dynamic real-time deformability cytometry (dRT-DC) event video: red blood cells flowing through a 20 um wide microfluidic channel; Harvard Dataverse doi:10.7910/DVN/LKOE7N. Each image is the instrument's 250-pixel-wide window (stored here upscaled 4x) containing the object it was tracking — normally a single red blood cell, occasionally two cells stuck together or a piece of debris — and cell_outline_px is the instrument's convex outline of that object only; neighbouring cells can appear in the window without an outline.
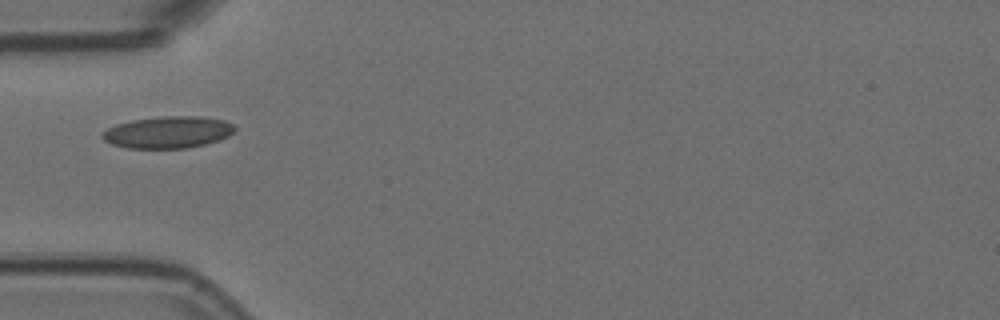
{"species": "Egyptian fruit bat (a non-hibernating species)", "species_latin": "Rousettus aegyptiacus", "temperature_condition": "room temperature", "stored_images_in_passage": 6, "camera_frame_rate_fps": 3000, "um_per_image_px": 0.085, "animal": {"sex": "female"}, "frame": {"image": 1, "passage_image": 1, "time_ms": 0.0, "image_size_px": [1000, 320], "cell_outline_px": [[236, 132], [220, 140], [188, 148], [128, 148], [112, 144], [104, 140], [100, 136], [108, 128], [116, 124], [132, 120], [164, 116], [196, 116], [224, 120], [232, 124], [236, 128]], "centroid_in_image_um": [14.3, 11.24], "position_along_channel_um": 70.7, "area_um2": 24.57}}
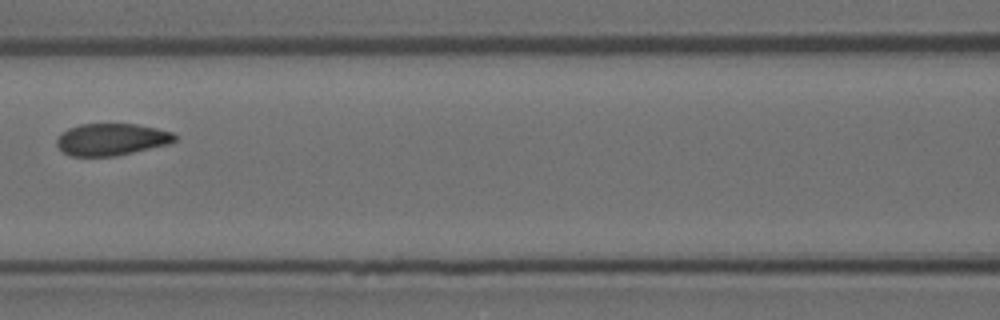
{"frame": {"image": 2, "passage_image": 3, "time_ms": 0.667, "image_size_px": [1000, 320], "cell_outline_px": [[176, 140], [168, 144], [116, 156], [72, 156], [64, 152], [56, 144], [56, 140], [60, 132], [68, 128], [80, 124], [136, 124], [156, 128], [172, 132], [176, 136]], "centroid_in_image_um": [9.45, 11.84], "position_along_channel_um": 157.2, "area_um2": 21.96}}
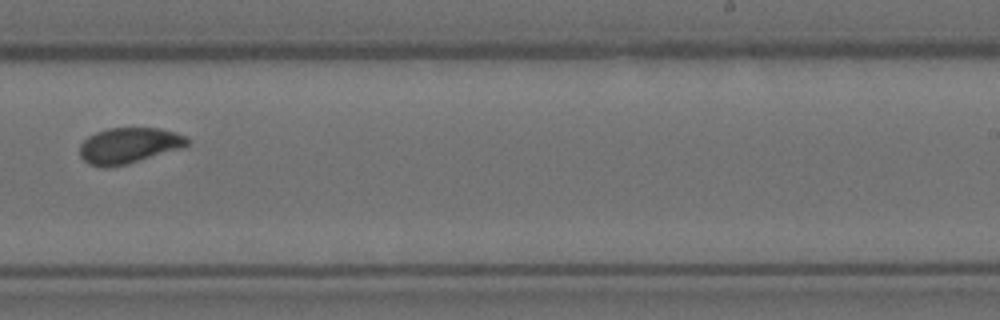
{"frame": {"image": 3, "passage_image": 6, "time_ms": 1.667, "image_size_px": [1000, 320], "cell_outline_px": [[188, 144], [184, 148], [128, 164], [108, 168], [100, 168], [88, 164], [80, 156], [80, 144], [88, 136], [96, 132], [108, 128], [160, 128], [176, 132], [188, 136]], "centroid_in_image_um": [10.97, 12.38], "position_along_channel_um": 278.0, "area_um2": 22.83}}